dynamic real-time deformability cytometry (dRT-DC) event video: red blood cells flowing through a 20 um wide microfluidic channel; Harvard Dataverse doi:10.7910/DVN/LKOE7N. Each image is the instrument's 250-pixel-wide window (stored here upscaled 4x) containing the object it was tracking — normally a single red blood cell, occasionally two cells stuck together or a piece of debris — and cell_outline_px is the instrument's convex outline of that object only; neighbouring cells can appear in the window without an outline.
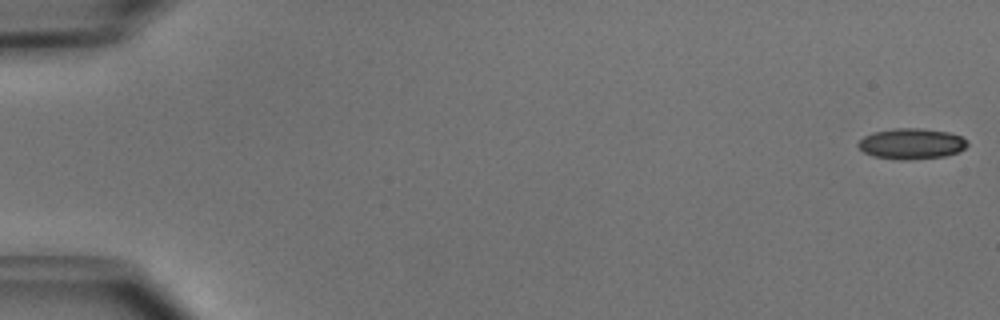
{"species": "common noctule bat (a hibernating species)", "species_latin": "Nyctalus noctula", "temperature_condition": "cold", "stored_images_in_passage": 51, "camera_frame_rate_fps": 3000, "um_per_image_px": 0.085, "animal": {"sex": "male", "body_mass_g": 15.6}, "frame": {"image": 1, "passage_image": 1, "time_ms": 0.0, "image_size_px": [1000, 320], "cell_outline_px": [[968, 144], [960, 152], [944, 156], [908, 160], [900, 160], [872, 156], [864, 152], [856, 144], [864, 136], [876, 132], [892, 128], [920, 128], [948, 132], [960, 136], [968, 140]], "centroid_in_image_um": [77.48, 12.22], "position_along_channel_um": 7.5, "area_um2": 19.59}}
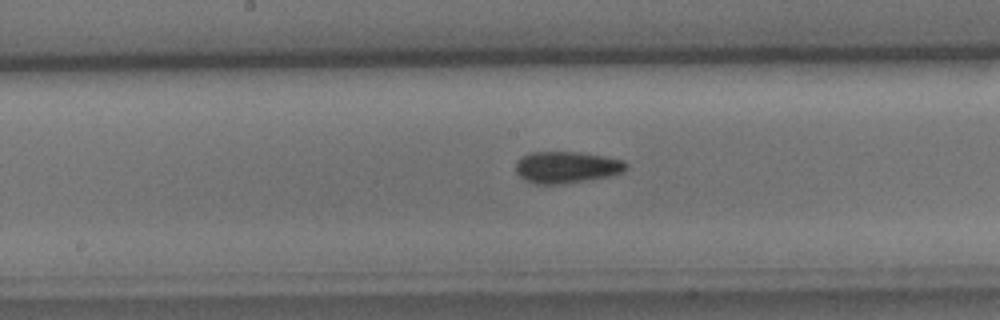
{"frame": {"image": 2, "passage_image": 27, "time_ms": 8.667, "image_size_px": [1000, 320], "cell_outline_px": [[628, 168], [624, 172], [608, 176], [560, 184], [536, 184], [524, 180], [516, 172], [516, 160], [532, 152], [580, 152], [604, 156], [624, 160], [628, 164]], "centroid_in_image_um": [48.17, 14.21], "position_along_channel_um": 200.0, "area_um2": 20.35}}
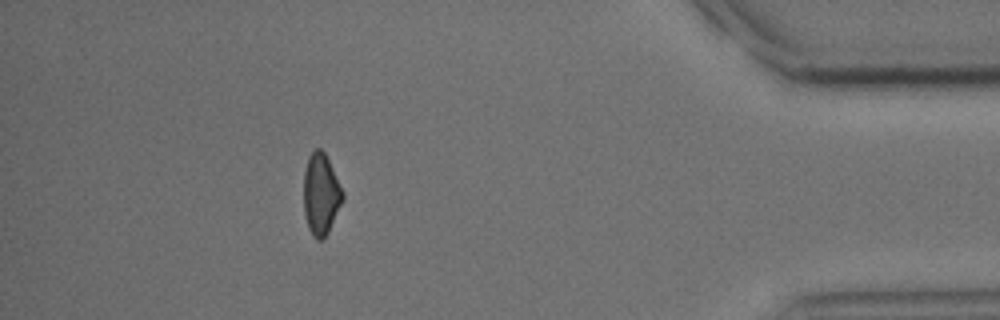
{"frame": {"image": 3, "passage_image": 46, "time_ms": 15.0, "image_size_px": [1000, 320], "cell_outline_px": [[344, 200], [328, 232], [320, 240], [316, 240], [312, 236], [308, 228], [304, 212], [304, 172], [308, 156], [316, 148], [320, 148], [324, 152], [344, 192]], "centroid_in_image_um": [27.28, 16.52], "position_along_channel_um": 407.9, "area_um2": 18.5}, "authors_computed_cell_mechanics": {"area_um2": 19.8832, "velocity_mm_per_s": 3.9922, "shape_relaxation_time_tau1_ms": 4.6834, "shape_relaxation_time_tau2_ms": 10.9852, "deformation_change_tau1": 0.1034, "deformation_change_tau2": 0.1943}}